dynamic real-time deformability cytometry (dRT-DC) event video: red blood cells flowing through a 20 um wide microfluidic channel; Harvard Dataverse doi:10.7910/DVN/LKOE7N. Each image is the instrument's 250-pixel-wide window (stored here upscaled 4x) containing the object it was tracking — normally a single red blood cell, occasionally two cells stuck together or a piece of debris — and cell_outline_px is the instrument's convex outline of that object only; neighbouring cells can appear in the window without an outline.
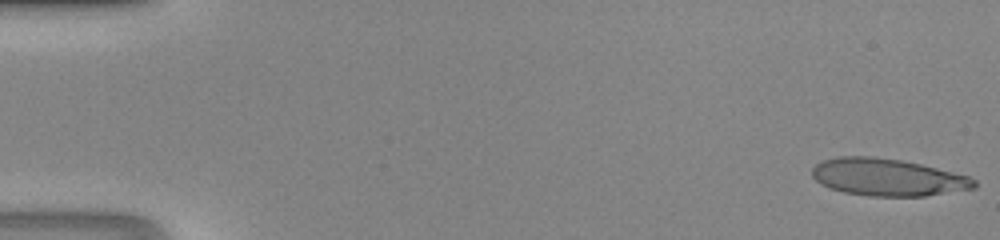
{"species": "human", "species_latin": "Homo sapiens", "temperature_condition": "room temperature", "stored_images_in_passage": 37, "camera_frame_rate_fps": 3000, "um_per_image_px": 0.085, "donor": {"sex": "male"}, "frame": {"image": 1, "passage_image": 1, "time_ms": 0.0, "image_size_px": [1000, 240], "cell_outline_px": [[976, 188], [924, 196], [868, 196], [844, 192], [828, 188], [820, 184], [812, 176], [812, 168], [816, 164], [824, 160], [836, 156], [872, 156], [900, 160], [920, 164], [968, 176], [976, 180]], "centroid_in_image_um": [75.41, 15.07], "position_along_channel_um": 9.6, "area_um2": 35.14}}
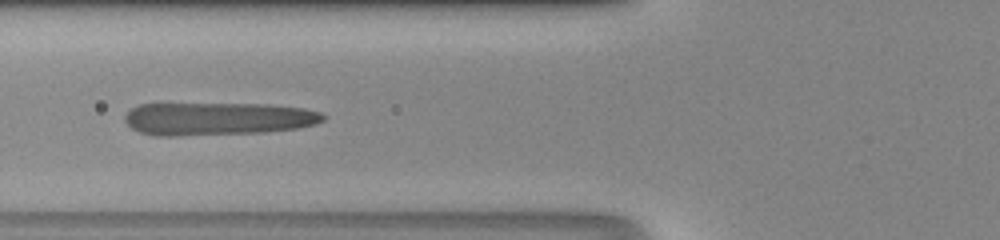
{"frame": {"image": 2, "passage_image": 19, "time_ms": 6.0, "image_size_px": [1000, 240], "cell_outline_px": [[324, 120], [316, 124], [296, 128], [264, 132], [176, 136], [156, 136], [140, 132], [132, 128], [124, 120], [124, 116], [136, 104], [268, 104], [304, 108], [320, 112], [324, 116]], "centroid_in_image_um": [18.48, 10.09], "position_along_channel_um": 107.3, "area_um2": 38.03}}
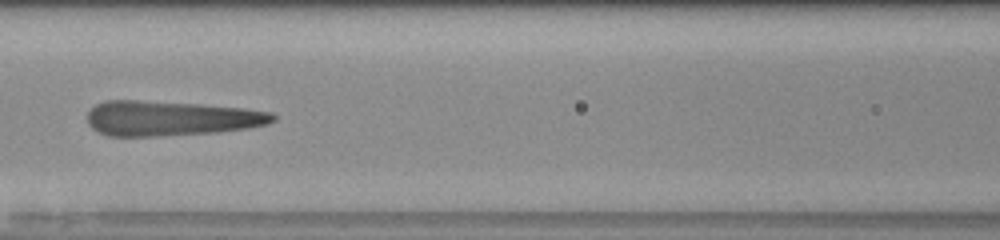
{"frame": {"image": 3, "passage_image": 22, "time_ms": 7.0, "image_size_px": [1000, 240], "cell_outline_px": [[276, 120], [268, 124], [248, 128], [216, 132], [156, 136], [108, 136], [92, 128], [88, 124], [88, 112], [96, 104], [104, 100], [136, 100], [200, 104], [244, 108], [272, 112], [276, 116]], "centroid_in_image_um": [14.52, 10.05], "position_along_channel_um": 152.1, "area_um2": 37.8}}